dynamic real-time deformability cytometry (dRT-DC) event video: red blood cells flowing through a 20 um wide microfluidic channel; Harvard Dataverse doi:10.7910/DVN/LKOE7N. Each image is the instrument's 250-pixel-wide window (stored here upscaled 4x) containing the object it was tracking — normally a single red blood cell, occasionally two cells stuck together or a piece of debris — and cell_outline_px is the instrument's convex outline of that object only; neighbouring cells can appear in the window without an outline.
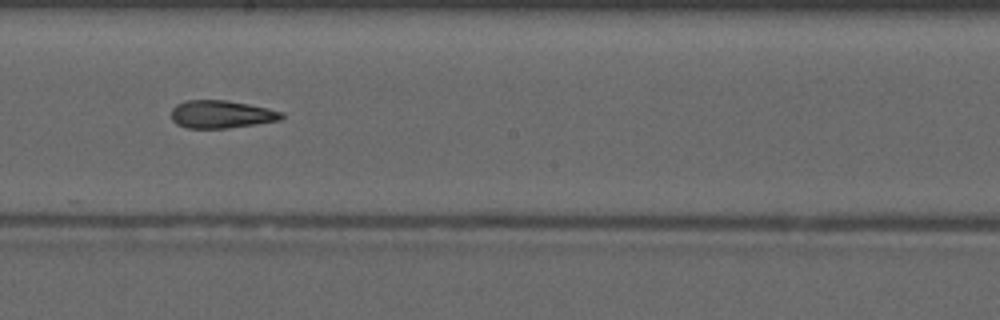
{"species": "common noctule bat (a hibernating species)", "species_latin": "Nyctalus noctula", "temperature_condition": "warm", "stored_images_in_passage": 32, "camera_frame_rate_fps": 3000, "um_per_image_px": 0.085, "animal": {"sex": "male", "forearm_length_mm": 52.5}, "frame": {"image": 1, "passage_image": 14, "time_ms": 4.333, "image_size_px": [1000, 320], "cell_outline_px": [[284, 116], [280, 120], [256, 124], [228, 128], [188, 128], [176, 124], [172, 120], [172, 108], [176, 104], [188, 100], [224, 100], [248, 104], [268, 108], [284, 112]], "centroid_in_image_um": [18.82, 9.71], "position_along_channel_um": 229.4, "area_um2": 17.86}, "authors_computed_cell_mechanics": {"area_um2": 18.207, "velocity_mm_per_s": 4.1752, "shape_relaxation_time_tau1_ms": null, "shape_relaxation_time_tau2_ms": 3.0536, "deformation_change_tau1": null, "deformation_change_tau2": 0.1328}}